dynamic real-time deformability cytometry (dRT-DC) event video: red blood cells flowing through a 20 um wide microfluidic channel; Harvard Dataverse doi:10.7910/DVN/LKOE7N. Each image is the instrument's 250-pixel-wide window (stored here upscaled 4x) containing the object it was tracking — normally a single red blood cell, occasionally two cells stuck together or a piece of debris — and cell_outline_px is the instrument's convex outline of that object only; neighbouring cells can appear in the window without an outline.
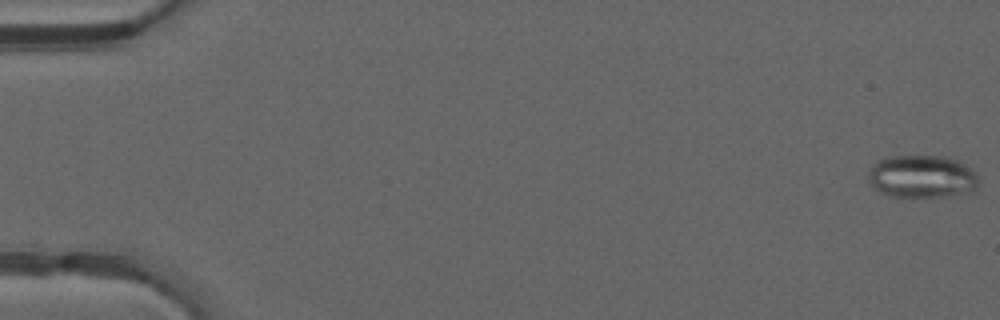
{"species": "common noctule bat (a hibernating species)", "species_latin": "Nyctalus noctula", "temperature_condition": "warm", "stored_images_in_passage": 14, "camera_frame_rate_fps": 3000, "um_per_image_px": 0.085, "animal": {"sex": "male", "forearm_length_mm": 52.5}, "frame": {"image": 1, "passage_image": 1, "time_ms": 0.0, "image_size_px": [1000, 320], "cell_outline_px": [[976, 188], [968, 192], [948, 196], [912, 200], [892, 196], [872, 188], [868, 180], [868, 168], [892, 144], [896, 144], [944, 156], [956, 160], [964, 164], [976, 176]], "centroid_in_image_um": [78.13, 14.83], "position_along_channel_um": 6.9, "area_um2": 31.15}}